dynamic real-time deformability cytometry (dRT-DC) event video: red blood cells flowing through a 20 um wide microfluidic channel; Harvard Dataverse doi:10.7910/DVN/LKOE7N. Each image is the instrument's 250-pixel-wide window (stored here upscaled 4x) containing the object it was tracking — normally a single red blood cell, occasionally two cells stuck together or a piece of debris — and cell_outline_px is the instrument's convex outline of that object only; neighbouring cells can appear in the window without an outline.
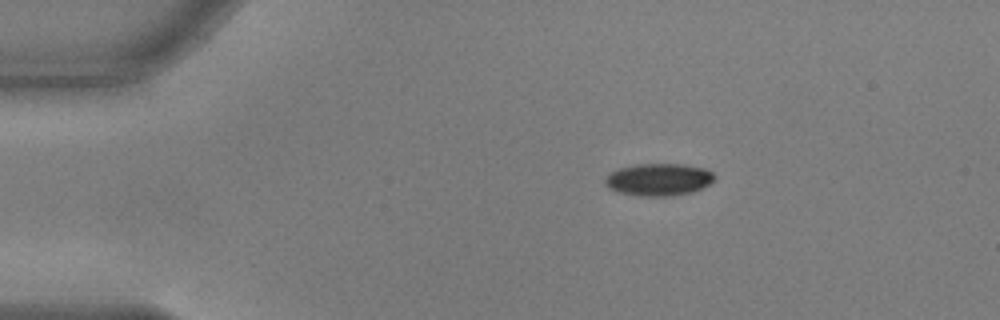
{"species": "common noctule bat (a hibernating species)", "species_latin": "Nyctalus noctula", "temperature_condition": "warm", "stored_images_in_passage": 46, "camera_frame_rate_fps": 3000, "um_per_image_px": 0.085, "animal": {"sex": "male", "body_mass_g": 17.9, "forearm_length_mm": 54.2}, "frame": {"image": 1, "passage_image": 1, "time_ms": 0.0, "image_size_px": [1000, 320], "cell_outline_px": [[716, 180], [692, 192], [672, 196], [640, 196], [616, 192], [608, 188], [604, 184], [604, 180], [608, 172], [620, 168], [636, 164], [684, 164], [708, 168], [716, 176]], "centroid_in_image_um": [55.98, 15.26], "position_along_channel_um": 29.0, "area_um2": 20.98}}
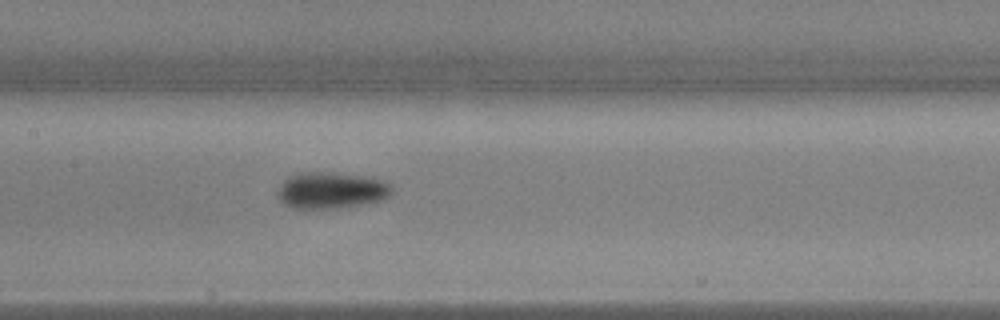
{"frame": {"image": 2, "passage_image": 18, "time_ms": 5.667, "image_size_px": [1000, 320], "cell_outline_px": [[392, 192], [388, 196], [380, 200], [364, 204], [336, 208], [292, 208], [284, 204], [276, 196], [276, 192], [280, 184], [288, 176], [304, 172], [332, 172], [364, 176], [380, 180], [392, 184]], "centroid_in_image_um": [28.11, 16.17], "position_along_channel_um": 179.3, "area_um2": 24.33}}
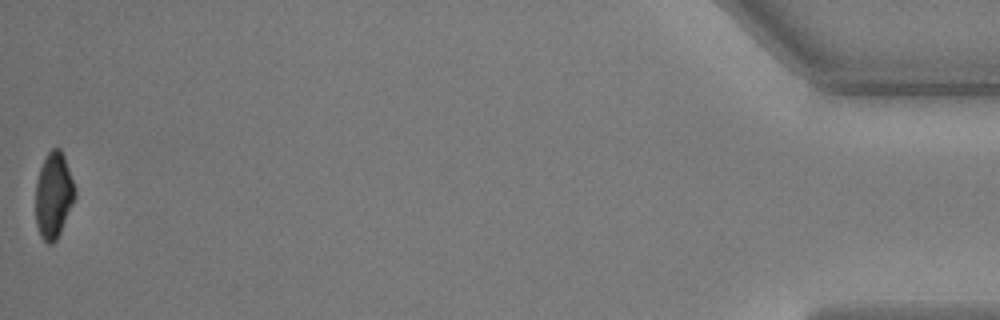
{"frame": {"image": 3, "passage_image": 46, "time_ms": 15.0, "image_size_px": [1000, 320], "cell_outline_px": [[76, 196], [60, 232], [56, 240], [52, 244], [48, 244], [40, 236], [36, 224], [36, 180], [40, 168], [48, 152], [52, 148], [60, 148], [64, 156], [76, 192]], "centroid_in_image_um": [4.54, 16.61], "position_along_channel_um": 430.7, "area_um2": 19.48}, "authors_computed_cell_mechanics": {"area_um2": 21.9929, "velocity_mm_per_s": 3.6883, "shape_relaxation_time_tau1_ms": 2.923, "shape_relaxation_time_tau2_ms": 3.5341, "deformation_change_tau1": 0.145, "deformation_change_tau2": 0.0576}}